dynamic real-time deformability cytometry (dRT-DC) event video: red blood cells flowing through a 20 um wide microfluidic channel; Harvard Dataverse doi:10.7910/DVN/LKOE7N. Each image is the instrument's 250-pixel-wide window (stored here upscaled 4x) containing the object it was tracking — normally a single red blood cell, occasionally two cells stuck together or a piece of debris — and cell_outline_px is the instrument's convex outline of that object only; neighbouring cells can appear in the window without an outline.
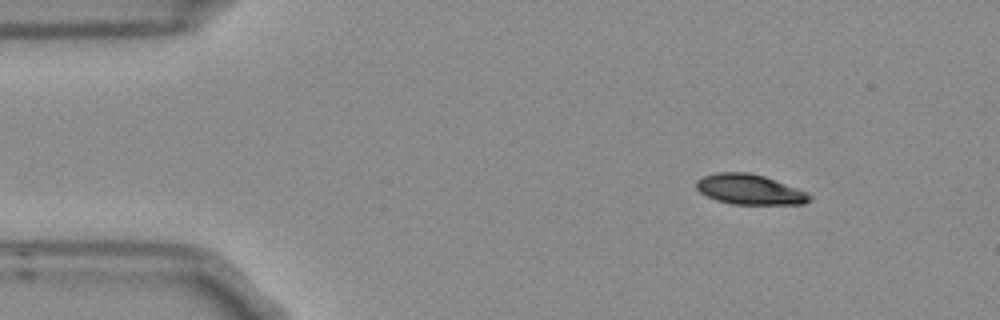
{"species": "Egyptian fruit bat (a non-hibernating species)", "species_latin": "Rousettus aegyptiacus", "temperature_condition": "room temperature", "stored_images_in_passage": 5, "camera_frame_rate_fps": 3000, "um_per_image_px": 0.085, "frame": {"image": 1, "passage_image": 1, "time_ms": 0.0, "image_size_px": [1000, 320], "cell_outline_px": [[812, 200], [804, 204], [732, 204], [716, 200], [700, 192], [696, 188], [696, 180], [704, 176], [716, 172], [748, 172], [764, 176], [808, 192], [812, 196]], "centroid_in_image_um": [63.74, 16.1], "position_along_channel_um": 21.3, "area_um2": 19.94}}
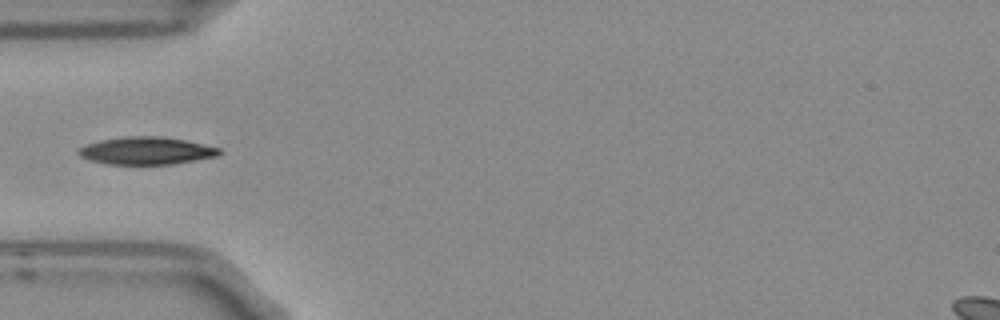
{"frame": {"image": 2, "passage_image": 4, "time_ms": 1.0, "image_size_px": [1000, 320], "cell_outline_px": [[224, 152], [216, 156], [172, 164], [108, 164], [88, 160], [80, 156], [76, 152], [80, 148], [88, 144], [100, 140], [124, 136], [160, 136], [184, 140], [220, 148]], "centroid_in_image_um": [12.42, 12.81], "position_along_channel_um": 72.6, "area_um2": 22.48}}
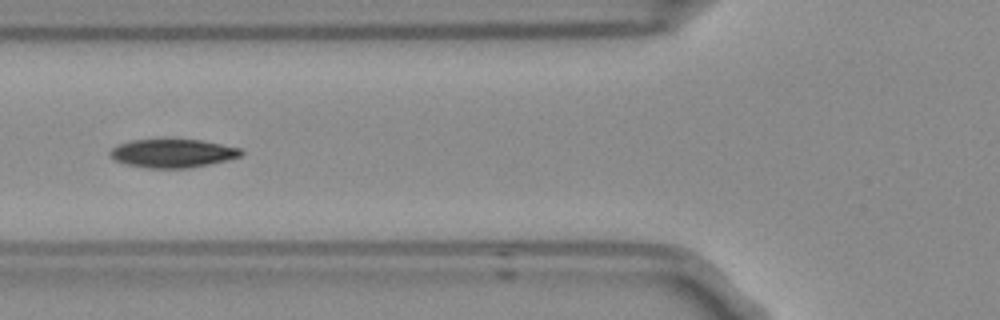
{"frame": {"image": 3, "passage_image": 5, "time_ms": 1.333, "image_size_px": [1000, 320], "cell_outline_px": [[244, 152], [240, 156], [228, 160], [188, 168], [144, 168], [128, 164], [116, 160], [108, 152], [112, 148], [120, 144], [132, 140], [200, 140], [240, 148]], "centroid_in_image_um": [14.69, 13.04], "position_along_channel_um": 111.1, "area_um2": 21.39}}